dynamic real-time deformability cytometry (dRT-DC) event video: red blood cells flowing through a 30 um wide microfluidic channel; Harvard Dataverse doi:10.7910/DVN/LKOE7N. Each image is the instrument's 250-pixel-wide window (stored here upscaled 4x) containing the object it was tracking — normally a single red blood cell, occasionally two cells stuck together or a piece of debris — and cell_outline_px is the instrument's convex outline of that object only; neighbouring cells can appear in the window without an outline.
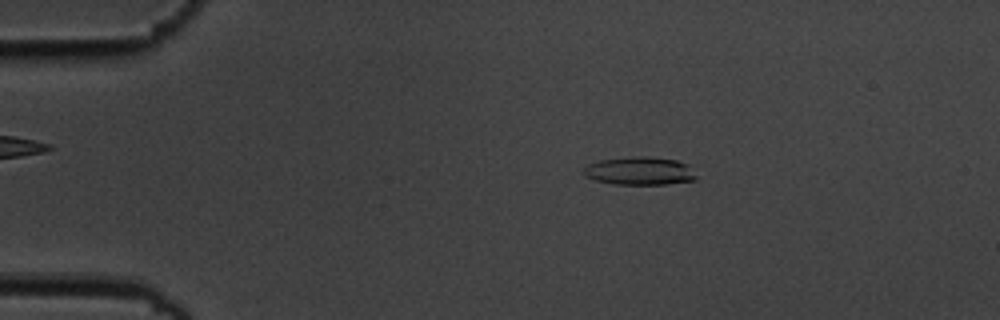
{"species": "common noctule bat (a hibernating species)", "species_latin": "Nyctalus noctula", "temperature_condition": "cold", "stored_images_in_passage": 55, "camera_frame_rate_fps": 3000, "um_per_image_px": 0.085, "animal": {"sex": "male", "body_mass_g": 19.5, "forearm_length_mm": 54.6}, "frame": {"image": 1, "passage_image": 10, "time_ms": 3.0, "image_size_px": [1000, 320], "cell_outline_px": [[696, 180], [664, 184], [612, 184], [596, 180], [584, 176], [580, 172], [588, 164], [600, 160], [632, 156], [648, 156], [676, 160], [688, 164], [696, 176]], "centroid_in_image_um": [54.33, 14.52], "position_along_channel_um": 30.7, "area_um2": 18.55}}
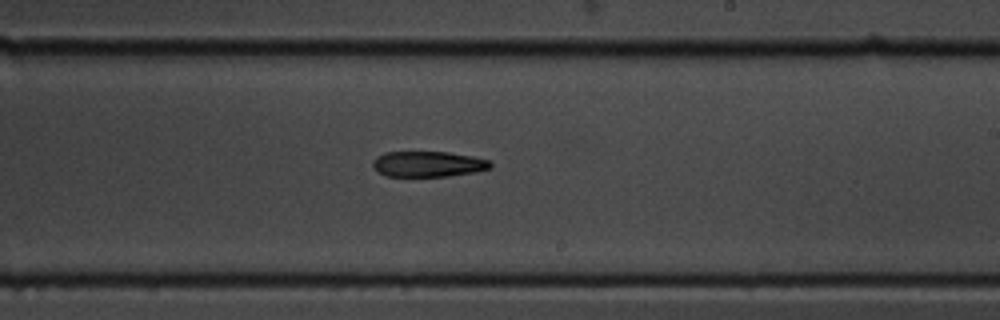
{"frame": {"image": 2, "passage_image": 33, "time_ms": 10.667, "image_size_px": [1000, 320], "cell_outline_px": [[492, 168], [476, 172], [448, 176], [388, 176], [372, 168], [372, 160], [376, 156], [384, 152], [448, 152], [472, 156], [488, 160], [492, 164]], "centroid_in_image_um": [36.38, 13.94], "position_along_channel_um": 252.6, "area_um2": 17.63}}
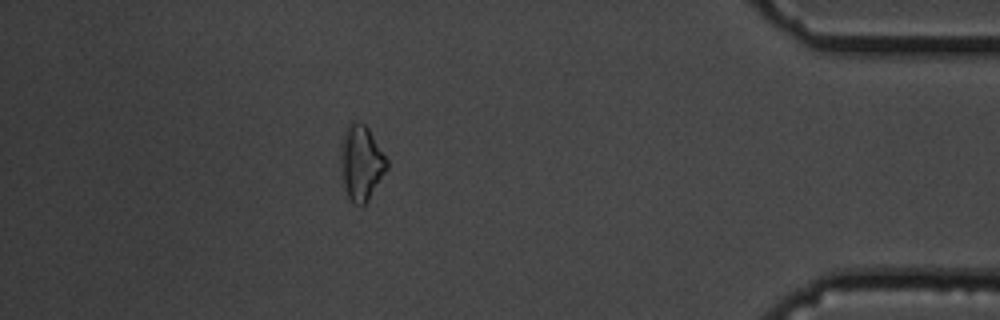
{"frame": {"image": 3, "passage_image": 49, "time_ms": 16.0, "image_size_px": [1000, 320], "cell_outline_px": [[388, 168], [368, 200], [364, 204], [352, 204], [344, 188], [340, 176], [340, 144], [344, 128], [352, 120], [356, 120], [364, 124], [368, 128], [388, 160]], "centroid_in_image_um": [30.66, 13.81], "position_along_channel_um": 404.5, "area_um2": 20.63}, "authors_computed_cell_mechanics": {"area_um2": 19.1318, "velocity_mm_per_s": 3.6141, "shape_relaxation_time_tau1_ms": 5.6212, "shape_relaxation_time_tau2_ms": null, "deformation_change_tau1": 0.1274, "deformation_change_tau2": null}}